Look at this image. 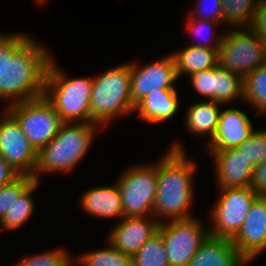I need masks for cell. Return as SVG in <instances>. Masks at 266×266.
<instances>
[{"instance_id": "44dd1931", "label": "cell", "mask_w": 266, "mask_h": 266, "mask_svg": "<svg viewBox=\"0 0 266 266\" xmlns=\"http://www.w3.org/2000/svg\"><path fill=\"white\" fill-rule=\"evenodd\" d=\"M176 63V74L190 76L209 68L218 66L219 49H209L193 45H187L184 49L173 52Z\"/></svg>"}, {"instance_id": "4316f807", "label": "cell", "mask_w": 266, "mask_h": 266, "mask_svg": "<svg viewBox=\"0 0 266 266\" xmlns=\"http://www.w3.org/2000/svg\"><path fill=\"white\" fill-rule=\"evenodd\" d=\"M132 266H170L158 231L132 257Z\"/></svg>"}, {"instance_id": "e575fe53", "label": "cell", "mask_w": 266, "mask_h": 266, "mask_svg": "<svg viewBox=\"0 0 266 266\" xmlns=\"http://www.w3.org/2000/svg\"><path fill=\"white\" fill-rule=\"evenodd\" d=\"M250 188L258 195L266 192V159L254 166Z\"/></svg>"}, {"instance_id": "2e32d148", "label": "cell", "mask_w": 266, "mask_h": 266, "mask_svg": "<svg viewBox=\"0 0 266 266\" xmlns=\"http://www.w3.org/2000/svg\"><path fill=\"white\" fill-rule=\"evenodd\" d=\"M255 129L245 112L227 108L221 110L214 138L208 143V151L236 148L247 140Z\"/></svg>"}, {"instance_id": "83f0119b", "label": "cell", "mask_w": 266, "mask_h": 266, "mask_svg": "<svg viewBox=\"0 0 266 266\" xmlns=\"http://www.w3.org/2000/svg\"><path fill=\"white\" fill-rule=\"evenodd\" d=\"M186 21H187V23L185 25V28L187 29V31H190L189 33H191L190 35H192L193 38L196 37V38H194L196 40L195 43L193 42L190 45L209 48V49H219L220 48V44L222 42L224 34L222 33L221 36L219 35V36H217L218 38H215V37H213L215 34H213L212 31H214L213 29L215 28L216 25H217V27H219L218 26L219 24L222 25L223 21H209V20L195 19V18H191L190 15H189V20H186ZM207 30H208V33H211V34H209V36L207 34ZM205 34H206V38L203 37L204 38L203 39L202 37H200L202 35L205 36ZM207 36H208V38H207ZM201 39H203V40L198 41ZM204 40L206 42H203Z\"/></svg>"}, {"instance_id": "7c38bea8", "label": "cell", "mask_w": 266, "mask_h": 266, "mask_svg": "<svg viewBox=\"0 0 266 266\" xmlns=\"http://www.w3.org/2000/svg\"><path fill=\"white\" fill-rule=\"evenodd\" d=\"M130 69L131 99L134 106L156 89L177 90L175 82L178 77L172 53L144 66L130 62Z\"/></svg>"}, {"instance_id": "8d00e7d4", "label": "cell", "mask_w": 266, "mask_h": 266, "mask_svg": "<svg viewBox=\"0 0 266 266\" xmlns=\"http://www.w3.org/2000/svg\"><path fill=\"white\" fill-rule=\"evenodd\" d=\"M4 34H0V72L3 65Z\"/></svg>"}, {"instance_id": "6da1fadb", "label": "cell", "mask_w": 266, "mask_h": 266, "mask_svg": "<svg viewBox=\"0 0 266 266\" xmlns=\"http://www.w3.org/2000/svg\"><path fill=\"white\" fill-rule=\"evenodd\" d=\"M48 48L26 34H4L0 101L7 105L43 96L51 61Z\"/></svg>"}, {"instance_id": "30bf717a", "label": "cell", "mask_w": 266, "mask_h": 266, "mask_svg": "<svg viewBox=\"0 0 266 266\" xmlns=\"http://www.w3.org/2000/svg\"><path fill=\"white\" fill-rule=\"evenodd\" d=\"M210 213L214 237L232 239L240 230L247 212L258 196L250 187L222 188Z\"/></svg>"}, {"instance_id": "f1b7e54d", "label": "cell", "mask_w": 266, "mask_h": 266, "mask_svg": "<svg viewBox=\"0 0 266 266\" xmlns=\"http://www.w3.org/2000/svg\"><path fill=\"white\" fill-rule=\"evenodd\" d=\"M254 166L266 159V129L254 130L250 137L235 148Z\"/></svg>"}, {"instance_id": "9a60e30c", "label": "cell", "mask_w": 266, "mask_h": 266, "mask_svg": "<svg viewBox=\"0 0 266 266\" xmlns=\"http://www.w3.org/2000/svg\"><path fill=\"white\" fill-rule=\"evenodd\" d=\"M214 162L217 187H250L254 165L235 148L209 151Z\"/></svg>"}, {"instance_id": "ffe728a7", "label": "cell", "mask_w": 266, "mask_h": 266, "mask_svg": "<svg viewBox=\"0 0 266 266\" xmlns=\"http://www.w3.org/2000/svg\"><path fill=\"white\" fill-rule=\"evenodd\" d=\"M221 105L212 100H204L190 104L184 119L188 131L207 137L210 142L217 131Z\"/></svg>"}, {"instance_id": "52a82bcc", "label": "cell", "mask_w": 266, "mask_h": 266, "mask_svg": "<svg viewBox=\"0 0 266 266\" xmlns=\"http://www.w3.org/2000/svg\"><path fill=\"white\" fill-rule=\"evenodd\" d=\"M266 63V43L251 28H230L219 48L218 65L244 78Z\"/></svg>"}, {"instance_id": "d590c367", "label": "cell", "mask_w": 266, "mask_h": 266, "mask_svg": "<svg viewBox=\"0 0 266 266\" xmlns=\"http://www.w3.org/2000/svg\"><path fill=\"white\" fill-rule=\"evenodd\" d=\"M19 176L0 154V187L12 183Z\"/></svg>"}, {"instance_id": "ba28073f", "label": "cell", "mask_w": 266, "mask_h": 266, "mask_svg": "<svg viewBox=\"0 0 266 266\" xmlns=\"http://www.w3.org/2000/svg\"><path fill=\"white\" fill-rule=\"evenodd\" d=\"M121 174L116 184L124 217L153 216L157 192L156 163L133 164Z\"/></svg>"}, {"instance_id": "ac0fdd59", "label": "cell", "mask_w": 266, "mask_h": 266, "mask_svg": "<svg viewBox=\"0 0 266 266\" xmlns=\"http://www.w3.org/2000/svg\"><path fill=\"white\" fill-rule=\"evenodd\" d=\"M80 206L89 215L98 218L124 217L120 191L117 184L96 186L83 192Z\"/></svg>"}, {"instance_id": "5b68a950", "label": "cell", "mask_w": 266, "mask_h": 266, "mask_svg": "<svg viewBox=\"0 0 266 266\" xmlns=\"http://www.w3.org/2000/svg\"><path fill=\"white\" fill-rule=\"evenodd\" d=\"M92 79L91 123L102 127L117 116L135 112L131 99L130 62L112 67Z\"/></svg>"}, {"instance_id": "e0dca14e", "label": "cell", "mask_w": 266, "mask_h": 266, "mask_svg": "<svg viewBox=\"0 0 266 266\" xmlns=\"http://www.w3.org/2000/svg\"><path fill=\"white\" fill-rule=\"evenodd\" d=\"M249 264L231 239L209 235L187 266H244Z\"/></svg>"}, {"instance_id": "74e56055", "label": "cell", "mask_w": 266, "mask_h": 266, "mask_svg": "<svg viewBox=\"0 0 266 266\" xmlns=\"http://www.w3.org/2000/svg\"><path fill=\"white\" fill-rule=\"evenodd\" d=\"M74 261H75V260L72 259V260L70 261V263L68 264V266H73V265H75V264L77 265V263H74V264H73ZM78 264H79L80 266H82L79 262H78Z\"/></svg>"}, {"instance_id": "4fadbf2b", "label": "cell", "mask_w": 266, "mask_h": 266, "mask_svg": "<svg viewBox=\"0 0 266 266\" xmlns=\"http://www.w3.org/2000/svg\"><path fill=\"white\" fill-rule=\"evenodd\" d=\"M231 241L248 263L266 249V201L261 195L251 204L240 230Z\"/></svg>"}, {"instance_id": "603a6c76", "label": "cell", "mask_w": 266, "mask_h": 266, "mask_svg": "<svg viewBox=\"0 0 266 266\" xmlns=\"http://www.w3.org/2000/svg\"><path fill=\"white\" fill-rule=\"evenodd\" d=\"M243 101L257 109V115H266V63L243 78Z\"/></svg>"}, {"instance_id": "cb8c5ba5", "label": "cell", "mask_w": 266, "mask_h": 266, "mask_svg": "<svg viewBox=\"0 0 266 266\" xmlns=\"http://www.w3.org/2000/svg\"><path fill=\"white\" fill-rule=\"evenodd\" d=\"M243 101V78L232 71L215 67V102L223 105ZM235 100V101H234Z\"/></svg>"}, {"instance_id": "4dcf8cb0", "label": "cell", "mask_w": 266, "mask_h": 266, "mask_svg": "<svg viewBox=\"0 0 266 266\" xmlns=\"http://www.w3.org/2000/svg\"><path fill=\"white\" fill-rule=\"evenodd\" d=\"M63 248H56L46 252L28 255L19 260L16 266H68L74 258Z\"/></svg>"}, {"instance_id": "836d02e7", "label": "cell", "mask_w": 266, "mask_h": 266, "mask_svg": "<svg viewBox=\"0 0 266 266\" xmlns=\"http://www.w3.org/2000/svg\"><path fill=\"white\" fill-rule=\"evenodd\" d=\"M250 28L266 43V0H258Z\"/></svg>"}, {"instance_id": "8fae6325", "label": "cell", "mask_w": 266, "mask_h": 266, "mask_svg": "<svg viewBox=\"0 0 266 266\" xmlns=\"http://www.w3.org/2000/svg\"><path fill=\"white\" fill-rule=\"evenodd\" d=\"M4 111L0 116V154L17 173L34 177L38 152L17 121Z\"/></svg>"}, {"instance_id": "f546056e", "label": "cell", "mask_w": 266, "mask_h": 266, "mask_svg": "<svg viewBox=\"0 0 266 266\" xmlns=\"http://www.w3.org/2000/svg\"><path fill=\"white\" fill-rule=\"evenodd\" d=\"M34 181L35 178L30 175H20L12 183L0 187V220Z\"/></svg>"}, {"instance_id": "1f68e13d", "label": "cell", "mask_w": 266, "mask_h": 266, "mask_svg": "<svg viewBox=\"0 0 266 266\" xmlns=\"http://www.w3.org/2000/svg\"><path fill=\"white\" fill-rule=\"evenodd\" d=\"M196 92L215 101V67L196 72L189 76Z\"/></svg>"}, {"instance_id": "f35d334b", "label": "cell", "mask_w": 266, "mask_h": 266, "mask_svg": "<svg viewBox=\"0 0 266 266\" xmlns=\"http://www.w3.org/2000/svg\"><path fill=\"white\" fill-rule=\"evenodd\" d=\"M261 196H262V197L264 198V200L266 201V192L263 193Z\"/></svg>"}, {"instance_id": "484cf974", "label": "cell", "mask_w": 266, "mask_h": 266, "mask_svg": "<svg viewBox=\"0 0 266 266\" xmlns=\"http://www.w3.org/2000/svg\"><path fill=\"white\" fill-rule=\"evenodd\" d=\"M106 248L79 255L76 258L82 266H132V256L115 248L110 242Z\"/></svg>"}, {"instance_id": "7a4b0ae2", "label": "cell", "mask_w": 266, "mask_h": 266, "mask_svg": "<svg viewBox=\"0 0 266 266\" xmlns=\"http://www.w3.org/2000/svg\"><path fill=\"white\" fill-rule=\"evenodd\" d=\"M181 144L173 142L161 160L156 162L157 192L153 216L159 223L163 217L164 221L194 217L189 207L194 198L193 176L198 166L188 160Z\"/></svg>"}, {"instance_id": "5bb4252c", "label": "cell", "mask_w": 266, "mask_h": 266, "mask_svg": "<svg viewBox=\"0 0 266 266\" xmlns=\"http://www.w3.org/2000/svg\"><path fill=\"white\" fill-rule=\"evenodd\" d=\"M159 222L153 216L123 217L112 230L107 241L132 257L157 232Z\"/></svg>"}, {"instance_id": "277c9868", "label": "cell", "mask_w": 266, "mask_h": 266, "mask_svg": "<svg viewBox=\"0 0 266 266\" xmlns=\"http://www.w3.org/2000/svg\"><path fill=\"white\" fill-rule=\"evenodd\" d=\"M56 64L51 59L46 72L44 97L63 122H91L92 76L70 78Z\"/></svg>"}, {"instance_id": "7402d4cb", "label": "cell", "mask_w": 266, "mask_h": 266, "mask_svg": "<svg viewBox=\"0 0 266 266\" xmlns=\"http://www.w3.org/2000/svg\"><path fill=\"white\" fill-rule=\"evenodd\" d=\"M39 181H34L14 202L0 220L1 230H16L22 227L25 222L30 219L35 209V202L33 199V192L39 186Z\"/></svg>"}, {"instance_id": "d6a6232c", "label": "cell", "mask_w": 266, "mask_h": 266, "mask_svg": "<svg viewBox=\"0 0 266 266\" xmlns=\"http://www.w3.org/2000/svg\"><path fill=\"white\" fill-rule=\"evenodd\" d=\"M204 2V3H203ZM191 18L223 21V8L221 0H197ZM195 16V17H194Z\"/></svg>"}, {"instance_id": "d4e9b609", "label": "cell", "mask_w": 266, "mask_h": 266, "mask_svg": "<svg viewBox=\"0 0 266 266\" xmlns=\"http://www.w3.org/2000/svg\"><path fill=\"white\" fill-rule=\"evenodd\" d=\"M223 23L229 28H250L258 0H221Z\"/></svg>"}, {"instance_id": "3957f363", "label": "cell", "mask_w": 266, "mask_h": 266, "mask_svg": "<svg viewBox=\"0 0 266 266\" xmlns=\"http://www.w3.org/2000/svg\"><path fill=\"white\" fill-rule=\"evenodd\" d=\"M99 128L97 123L64 122L58 134L37 153L34 178L40 182L44 173L70 171L77 166L90 146Z\"/></svg>"}, {"instance_id": "9c48e42d", "label": "cell", "mask_w": 266, "mask_h": 266, "mask_svg": "<svg viewBox=\"0 0 266 266\" xmlns=\"http://www.w3.org/2000/svg\"><path fill=\"white\" fill-rule=\"evenodd\" d=\"M157 231L162 235L170 266H187L210 235L209 227L195 217L161 221Z\"/></svg>"}, {"instance_id": "d6986e66", "label": "cell", "mask_w": 266, "mask_h": 266, "mask_svg": "<svg viewBox=\"0 0 266 266\" xmlns=\"http://www.w3.org/2000/svg\"><path fill=\"white\" fill-rule=\"evenodd\" d=\"M177 90L156 89L144 97L134 111L139 118L149 124H158L172 118L178 111L179 98Z\"/></svg>"}, {"instance_id": "8992f818", "label": "cell", "mask_w": 266, "mask_h": 266, "mask_svg": "<svg viewBox=\"0 0 266 266\" xmlns=\"http://www.w3.org/2000/svg\"><path fill=\"white\" fill-rule=\"evenodd\" d=\"M5 108L37 152L58 134L64 123L44 95L6 105Z\"/></svg>"}]
</instances>
